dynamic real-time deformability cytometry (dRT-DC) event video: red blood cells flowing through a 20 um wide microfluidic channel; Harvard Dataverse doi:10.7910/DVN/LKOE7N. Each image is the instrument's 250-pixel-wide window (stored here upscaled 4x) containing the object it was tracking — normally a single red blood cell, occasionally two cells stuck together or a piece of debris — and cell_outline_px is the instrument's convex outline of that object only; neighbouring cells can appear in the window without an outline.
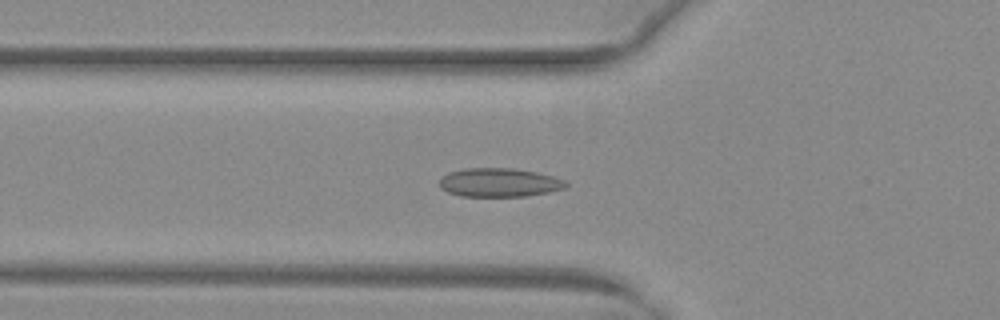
{"species": "common noctule bat (a hibernating species)", "species_latin": "Nyctalus noctula", "temperature_condition": "warm", "stored_images_in_passage": 52, "camera_frame_rate_fps": 3000, "um_per_image_px": 0.085, "animal": {"sex": "female", "body_mass_g": 29.2, "forearm_length_mm": 56.3}, "frame": {"image": 1, "passage_image": 19, "time_ms": 6.0, "image_size_px": [1000, 320], "cell_outline_px": [[568, 184], [564, 188], [548, 192], [528, 196], [460, 196], [448, 192], [440, 188], [440, 180], [448, 172], [464, 168], [512, 168], [536, 172], [552, 176], [564, 180]], "centroid_in_image_um": [42.42, 15.51], "position_along_channel_um": 83.4, "area_um2": 21.1}}
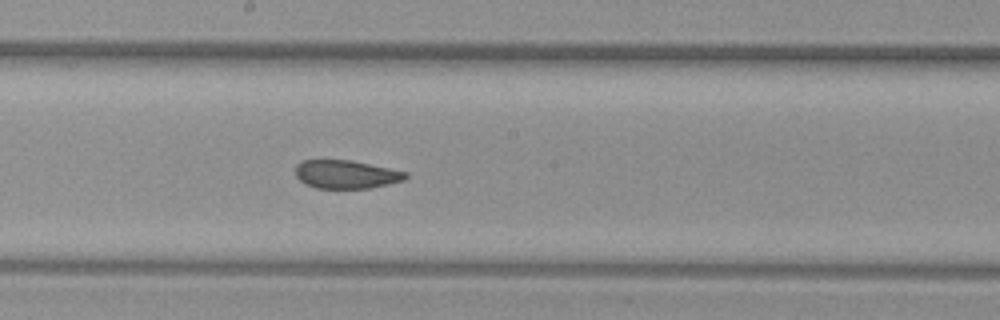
{"frame": {"image": 2, "passage_image": 29, "time_ms": 9.333, "image_size_px": [1000, 320], "cell_outline_px": [[408, 176], [404, 180], [388, 184], [368, 188], [316, 188], [304, 184], [296, 176], [296, 164], [300, 160], [352, 160], [408, 172]], "centroid_in_image_um": [29.4, 14.81], "position_along_channel_um": 218.8, "area_um2": 18.26}}
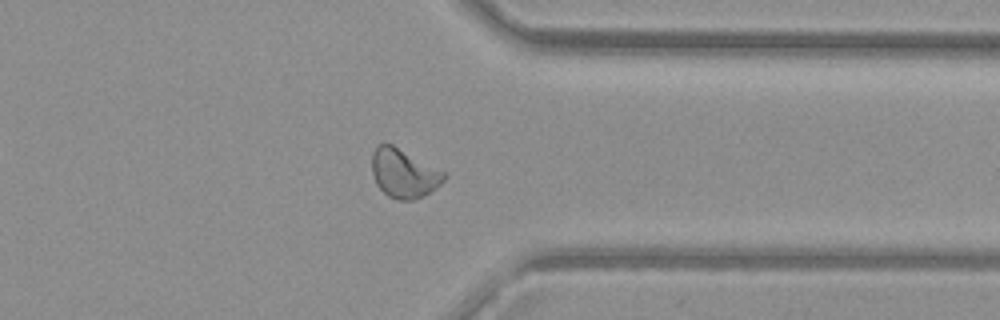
{"frame": {"image": 3, "passage_image": 41, "time_ms": 13.333, "image_size_px": [1000, 320], "cell_outline_px": [[448, 176], [436, 188], [424, 196], [412, 200], [396, 200], [388, 196], [376, 184], [372, 172], [372, 152], [380, 144], [392, 144], [444, 172]], "centroid_in_image_um": [34.32, 14.75], "position_along_channel_um": 377.1, "area_um2": 20.35}, "authors_computed_cell_mechanics": {"area_um2": 20.5768, "velocity_mm_per_s": 4.0497, "shape_relaxation_time_tau1_ms": null, "shape_relaxation_time_tau2_ms": 0.9956, "deformation_change_tau1": null, "deformation_change_tau2": 0.0437}}